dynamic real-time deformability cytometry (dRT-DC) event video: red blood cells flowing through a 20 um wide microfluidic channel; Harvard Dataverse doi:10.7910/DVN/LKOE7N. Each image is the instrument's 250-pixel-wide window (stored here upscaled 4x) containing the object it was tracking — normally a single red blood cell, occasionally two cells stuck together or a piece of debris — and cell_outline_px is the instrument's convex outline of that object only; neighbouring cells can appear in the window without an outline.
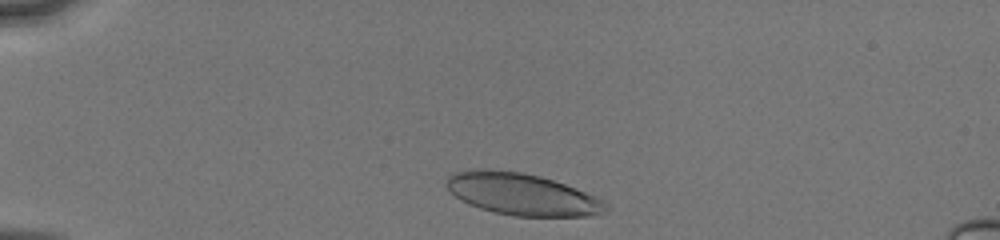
{"species": "human", "species_latin": "Homo sapiens", "temperature_condition": "cold", "stored_images_in_passage": 19, "camera_frame_rate_fps": 3000, "um_per_image_px": 0.085, "donor": {"sex": "male"}, "frame": {"image": 1, "passage_image": 2, "time_ms": 0.333, "image_size_px": [1000, 240], "cell_outline_px": [[612, 208], [604, 212], [588, 216], [516, 216], [496, 212], [480, 208], [460, 200], [444, 184], [448, 176], [452, 172], [492, 168], [520, 172], [540, 176], [576, 188], [596, 196], [604, 200]], "centroid_in_image_um": [44.39, 16.5], "position_along_channel_um": 40.6, "area_um2": 38.9}}
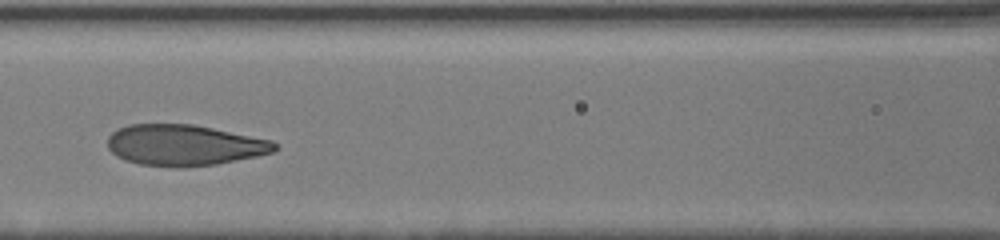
{"frame": {"image": 2, "passage_image": 13, "time_ms": 4.333, "image_size_px": [1000, 240], "cell_outline_px": [[280, 148], [272, 152], [256, 156], [216, 164], [184, 168], [176, 168], [140, 164], [124, 160], [116, 156], [108, 148], [108, 136], [112, 132], [128, 124], [192, 124], [272, 140]], "centroid_in_image_um": [15.65, 12.35], "position_along_channel_um": 151.0, "area_um2": 40.0}}
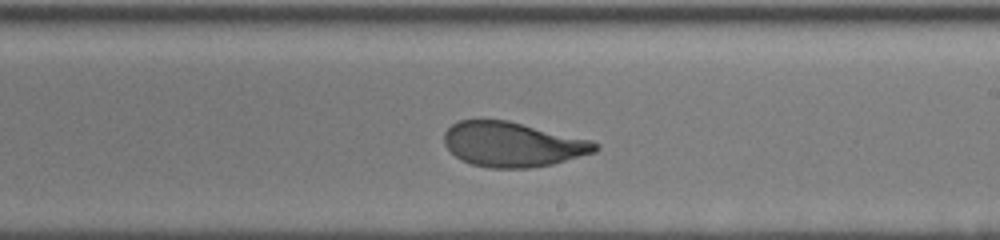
{"frame": {"image": 3, "passage_image": 18, "time_ms": 6.667, "image_size_px": [1000, 240], "cell_outline_px": [[600, 148], [596, 152], [552, 164], [532, 168], [488, 168], [472, 164], [460, 160], [444, 144], [444, 132], [452, 124], [460, 120], [508, 120], [592, 140], [600, 144]], "centroid_in_image_um": [43.6, 12.27], "position_along_channel_um": 245.4, "area_um2": 39.59}}